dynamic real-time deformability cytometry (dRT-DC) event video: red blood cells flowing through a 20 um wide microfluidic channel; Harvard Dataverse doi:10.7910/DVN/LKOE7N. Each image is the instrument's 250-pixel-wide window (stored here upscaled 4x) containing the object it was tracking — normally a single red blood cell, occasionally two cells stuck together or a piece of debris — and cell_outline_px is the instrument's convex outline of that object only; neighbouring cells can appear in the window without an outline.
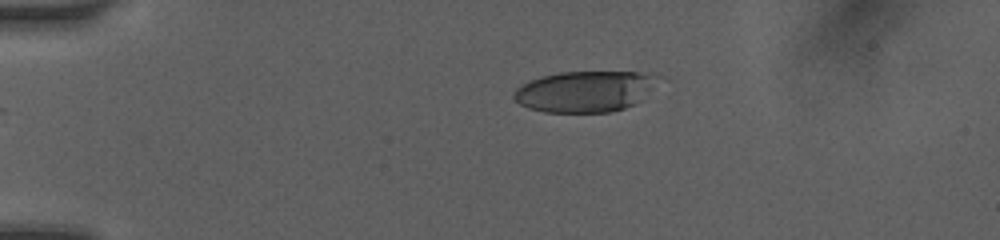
{"species": "human", "species_latin": "Homo sapiens", "temperature_condition": "room temperature", "stored_images_in_passage": 12, "camera_frame_rate_fps": 3000, "um_per_image_px": 0.085, "donor": {"sex": "female"}, "frame": {"image": 1, "passage_image": 12, "time_ms": 7.0, "image_size_px": [1000, 240], "cell_outline_px": [[664, 76], [632, 104], [624, 108], [608, 112], [544, 112], [528, 108], [520, 104], [512, 96], [516, 88], [532, 80], [544, 76], [560, 72], [636, 72]], "centroid_in_image_um": [49.69, 7.76], "position_along_channel_um": 35.3, "area_um2": 33.87}}